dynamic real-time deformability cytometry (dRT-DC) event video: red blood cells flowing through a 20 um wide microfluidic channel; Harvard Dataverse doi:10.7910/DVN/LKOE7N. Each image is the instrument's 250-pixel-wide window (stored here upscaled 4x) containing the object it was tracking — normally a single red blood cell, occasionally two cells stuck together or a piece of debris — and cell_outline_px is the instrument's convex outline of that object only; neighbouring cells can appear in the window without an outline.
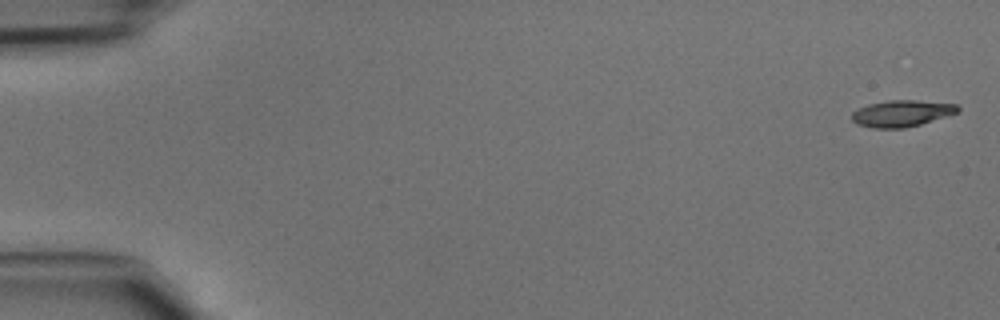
{"species": "common noctule bat (a hibernating species)", "species_latin": "Nyctalus noctula", "temperature_condition": "cold", "stored_images_in_passage": 46, "camera_frame_rate_fps": 3000, "um_per_image_px": 0.085, "animal": {"sex": "male", "body_mass_g": 15.6}, "frame": {"image": 1, "passage_image": 1, "time_ms": 0.0, "image_size_px": [1000, 320], "cell_outline_px": [[960, 112], [920, 124], [904, 128], [872, 128], [856, 124], [852, 120], [852, 112], [868, 104], [888, 100], [916, 100], [956, 104], [960, 108]], "centroid_in_image_um": [76.65, 9.64], "position_along_channel_um": 8.4, "area_um2": 16.36}}
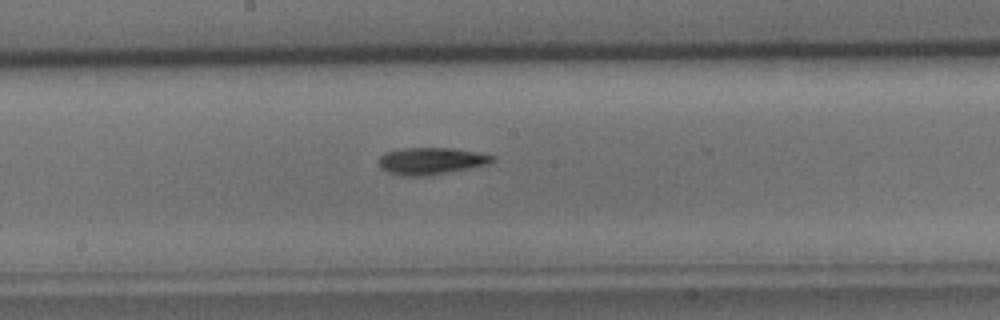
{"frame": {"image": 2, "passage_image": 25, "time_ms": 8.0, "image_size_px": [1000, 320], "cell_outline_px": [[496, 160], [488, 164], [468, 168], [424, 176], [404, 176], [388, 172], [380, 168], [380, 156], [384, 152], [404, 148], [452, 148], [476, 152], [496, 156]], "centroid_in_image_um": [36.64, 13.67], "position_along_channel_um": 211.6, "area_um2": 17.69}}
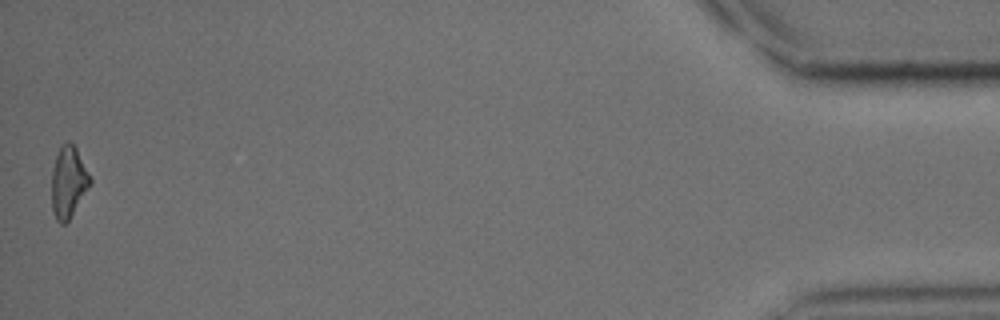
{"frame": {"image": 3, "passage_image": 46, "time_ms": 15.0, "image_size_px": [1000, 320], "cell_outline_px": [[92, 180], [88, 188], [68, 220], [64, 224], [60, 224], [56, 220], [52, 208], [52, 168], [56, 156], [60, 148], [68, 140], [76, 148]], "centroid_in_image_um": [5.8, 15.48], "position_along_channel_um": 429.4, "area_um2": 15.61}}